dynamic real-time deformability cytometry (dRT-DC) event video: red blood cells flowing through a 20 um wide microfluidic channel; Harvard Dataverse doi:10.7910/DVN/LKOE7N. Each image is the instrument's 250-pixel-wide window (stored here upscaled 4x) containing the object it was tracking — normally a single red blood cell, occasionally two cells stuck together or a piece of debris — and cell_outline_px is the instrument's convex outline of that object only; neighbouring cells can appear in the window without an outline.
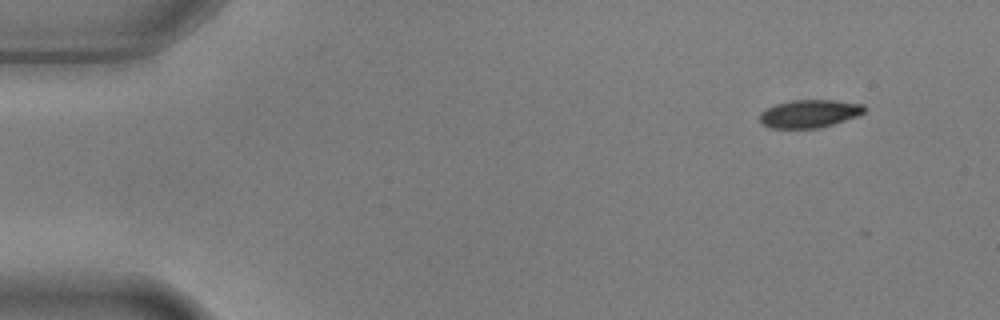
{"species": "common noctule bat (a hibernating species)", "species_latin": "Nyctalus noctula", "temperature_condition": "warm", "stored_images_in_passage": 3, "camera_frame_rate_fps": 3000, "um_per_image_px": 0.085, "animal": {"sex": "male", "body_mass_g": 17.9, "forearm_length_mm": 54.2}, "frame": {"image": 1, "passage_image": 1, "time_ms": 0.0, "image_size_px": [1000, 320], "cell_outline_px": [[864, 112], [856, 116], [820, 128], [772, 128], [764, 124], [760, 120], [760, 112], [776, 104], [792, 100], [832, 100], [864, 104]], "centroid_in_image_um": [68.79, 9.66], "position_along_channel_um": 16.2, "area_um2": 16.76}}